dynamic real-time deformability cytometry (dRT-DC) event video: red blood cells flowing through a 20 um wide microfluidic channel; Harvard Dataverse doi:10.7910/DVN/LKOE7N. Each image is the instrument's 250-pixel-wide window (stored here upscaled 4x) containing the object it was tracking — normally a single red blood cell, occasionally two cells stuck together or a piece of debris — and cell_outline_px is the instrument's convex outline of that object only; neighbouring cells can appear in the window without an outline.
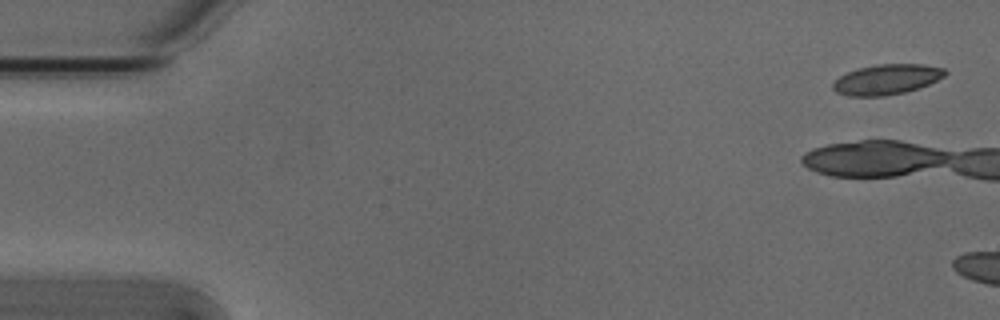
{"species": "Egyptian fruit bat (a non-hibernating species)", "species_latin": "Rousettus aegyptiacus", "temperature_condition": "cold", "stored_images_in_passage": 2, "camera_frame_rate_fps": 3000, "um_per_image_px": 0.085, "animal": {"sex": "male"}, "frame": {"image": 1, "passage_image": 1, "time_ms": 0.0, "image_size_px": [1000, 320], "cell_outline_px": [[948, 72], [944, 76], [920, 88], [904, 92], [884, 96], [848, 96], [836, 92], [832, 88], [832, 84], [840, 76], [848, 72], [860, 68], [876, 64], [924, 64], [944, 68]], "centroid_in_image_um": [75.38, 6.75], "position_along_channel_um": 9.6, "area_um2": 19.71}}